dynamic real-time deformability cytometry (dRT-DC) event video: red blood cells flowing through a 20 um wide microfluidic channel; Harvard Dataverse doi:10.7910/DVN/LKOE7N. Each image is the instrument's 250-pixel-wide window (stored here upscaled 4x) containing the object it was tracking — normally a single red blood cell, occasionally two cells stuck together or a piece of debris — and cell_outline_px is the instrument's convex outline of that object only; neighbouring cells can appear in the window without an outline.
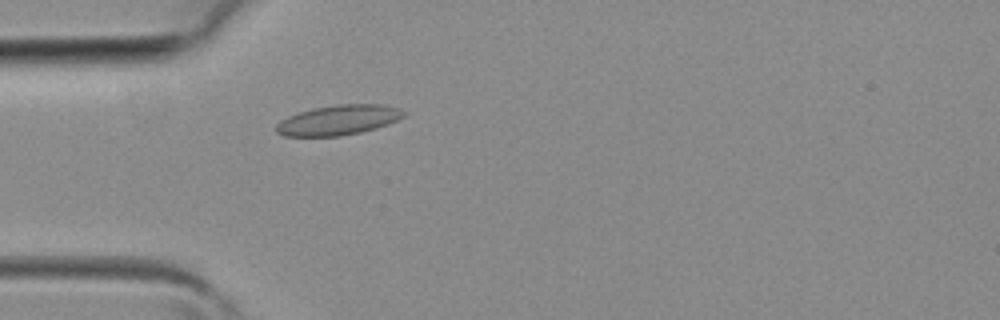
{"species": "common noctule bat (a hibernating species)", "species_latin": "Nyctalus noctula", "temperature_condition": "room temperature", "stored_images_in_passage": 31, "camera_frame_rate_fps": 3000, "um_per_image_px": 0.085, "animal": {"sex": "female", "body_mass_g": 19.3, "forearm_length_mm": 54.1}, "frame": {"image": 1, "passage_image": 9, "time_ms": 2.667, "image_size_px": [1000, 320], "cell_outline_px": [[408, 112], [404, 116], [388, 124], [376, 128], [360, 132], [340, 136], [284, 136], [276, 132], [276, 124], [280, 120], [288, 116], [312, 108], [336, 104], [384, 104], [400, 108]], "centroid_in_image_um": [28.78, 10.19], "position_along_channel_um": 56.2, "area_um2": 22.43}}
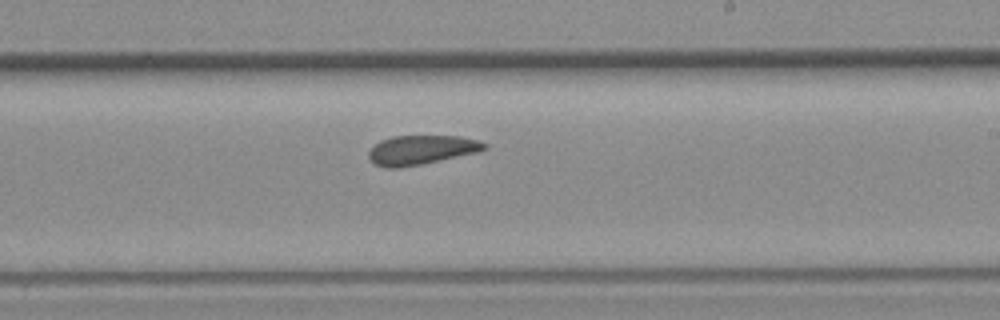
{"frame": {"image": 2, "passage_image": 21, "time_ms": 6.667, "image_size_px": [1000, 320], "cell_outline_px": [[488, 148], [476, 152], [420, 164], [400, 168], [384, 168], [372, 164], [368, 156], [368, 152], [380, 140], [392, 136], [460, 136], [476, 140], [488, 144]], "centroid_in_image_um": [35.76, 12.74], "position_along_channel_um": 253.2, "area_um2": 19.65}}
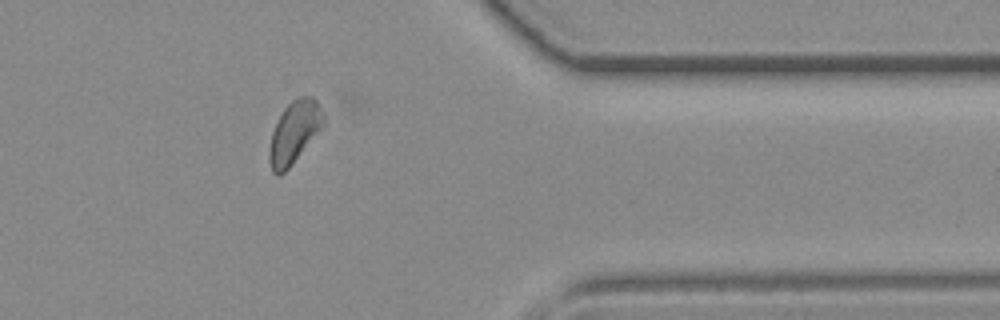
{"frame": {"image": 3, "passage_image": 30, "time_ms": 9.667, "image_size_px": [1000, 320], "cell_outline_px": [[324, 124], [292, 164], [280, 176], [276, 176], [272, 172], [268, 160], [268, 148], [272, 132], [284, 108], [292, 100], [300, 96], [312, 96], [316, 100], [324, 112]], "centroid_in_image_um": [24.99, 11.25], "position_along_channel_um": 386.4, "area_um2": 19.54}}